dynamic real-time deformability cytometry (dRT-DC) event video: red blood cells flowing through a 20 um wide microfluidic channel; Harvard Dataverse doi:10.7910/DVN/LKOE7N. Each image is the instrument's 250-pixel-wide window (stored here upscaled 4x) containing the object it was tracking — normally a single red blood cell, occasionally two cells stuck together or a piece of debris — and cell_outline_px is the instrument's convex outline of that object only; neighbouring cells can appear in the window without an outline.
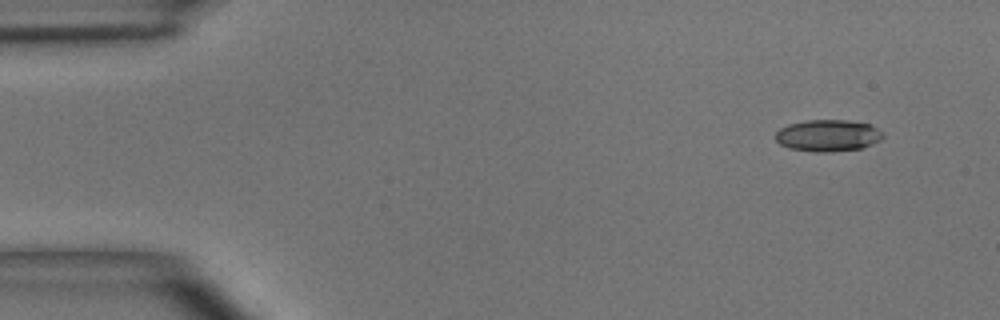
{"species": "common noctule bat (a hibernating species)", "species_latin": "Nyctalus noctula", "temperature_condition": "room temperature", "stored_images_in_passage": 5, "segment_of_instrument_passage": [1, 2], "camera_frame_rate_fps": 3000, "um_per_image_px": 0.085, "animal": {"sex": "male", "body_mass_g": 15.6}, "frame": {"image": 1, "passage_image": 1, "time_ms": 0.0, "image_size_px": [1000, 320], "cell_outline_px": [[884, 136], [880, 140], [860, 148], [828, 152], [816, 152], [788, 148], [780, 144], [776, 140], [776, 132], [780, 128], [788, 124], [808, 120], [844, 120], [872, 124], [884, 132]], "centroid_in_image_um": [70.38, 11.51], "position_along_channel_um": 14.6, "area_um2": 19.88}}
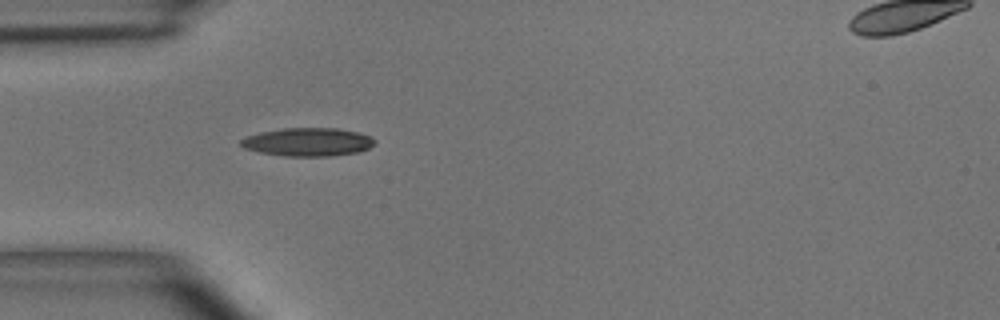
{"frame": {"image": 2, "passage_image": 4, "time_ms": 3.667, "image_size_px": [1000, 320], "cell_outline_px": [[376, 144], [360, 152], [332, 156], [284, 156], [260, 152], [244, 148], [240, 144], [240, 140], [248, 136], [260, 132], [284, 128], [336, 128], [360, 132], [376, 140]], "centroid_in_image_um": [26.2, 12.07], "position_along_channel_um": 58.8, "area_um2": 22.14}}